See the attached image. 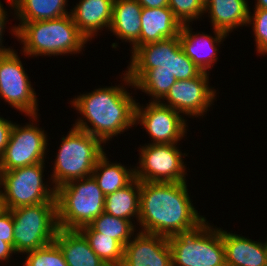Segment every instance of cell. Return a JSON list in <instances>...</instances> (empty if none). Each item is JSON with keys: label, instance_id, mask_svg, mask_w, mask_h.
<instances>
[{"label": "cell", "instance_id": "9", "mask_svg": "<svg viewBox=\"0 0 267 266\" xmlns=\"http://www.w3.org/2000/svg\"><path fill=\"white\" fill-rule=\"evenodd\" d=\"M14 251L22 255L54 241L59 230L56 203H41L11 209Z\"/></svg>", "mask_w": 267, "mask_h": 266}, {"label": "cell", "instance_id": "26", "mask_svg": "<svg viewBox=\"0 0 267 266\" xmlns=\"http://www.w3.org/2000/svg\"><path fill=\"white\" fill-rule=\"evenodd\" d=\"M136 227V224L130 220L114 217L102 212L89 225L81 227L79 231L99 232L116 239L124 247L138 232Z\"/></svg>", "mask_w": 267, "mask_h": 266}, {"label": "cell", "instance_id": "1", "mask_svg": "<svg viewBox=\"0 0 267 266\" xmlns=\"http://www.w3.org/2000/svg\"><path fill=\"white\" fill-rule=\"evenodd\" d=\"M187 184L140 181L138 231L170 237L202 224L206 217L193 205Z\"/></svg>", "mask_w": 267, "mask_h": 266}, {"label": "cell", "instance_id": "15", "mask_svg": "<svg viewBox=\"0 0 267 266\" xmlns=\"http://www.w3.org/2000/svg\"><path fill=\"white\" fill-rule=\"evenodd\" d=\"M121 266H172L168 237L136 232L124 246Z\"/></svg>", "mask_w": 267, "mask_h": 266}, {"label": "cell", "instance_id": "3", "mask_svg": "<svg viewBox=\"0 0 267 266\" xmlns=\"http://www.w3.org/2000/svg\"><path fill=\"white\" fill-rule=\"evenodd\" d=\"M11 28V34L23 45L21 54L31 58L76 55L85 51L88 43L71 14L58 19L19 22Z\"/></svg>", "mask_w": 267, "mask_h": 266}, {"label": "cell", "instance_id": "14", "mask_svg": "<svg viewBox=\"0 0 267 266\" xmlns=\"http://www.w3.org/2000/svg\"><path fill=\"white\" fill-rule=\"evenodd\" d=\"M209 75L210 73L202 71L192 79L177 80L160 103L171 107L184 117L202 116L203 119L217 101L218 94L217 90L209 84Z\"/></svg>", "mask_w": 267, "mask_h": 266}, {"label": "cell", "instance_id": "27", "mask_svg": "<svg viewBox=\"0 0 267 266\" xmlns=\"http://www.w3.org/2000/svg\"><path fill=\"white\" fill-rule=\"evenodd\" d=\"M176 81L175 76L166 71H146L134 83V88L150 96L149 102H160Z\"/></svg>", "mask_w": 267, "mask_h": 266}, {"label": "cell", "instance_id": "38", "mask_svg": "<svg viewBox=\"0 0 267 266\" xmlns=\"http://www.w3.org/2000/svg\"><path fill=\"white\" fill-rule=\"evenodd\" d=\"M4 209L5 208H4L2 197H1V194H0V212H2Z\"/></svg>", "mask_w": 267, "mask_h": 266}, {"label": "cell", "instance_id": "5", "mask_svg": "<svg viewBox=\"0 0 267 266\" xmlns=\"http://www.w3.org/2000/svg\"><path fill=\"white\" fill-rule=\"evenodd\" d=\"M128 63L125 71L133 84L146 71H166L176 80L192 79L202 72L184 53L178 36L139 46Z\"/></svg>", "mask_w": 267, "mask_h": 266}, {"label": "cell", "instance_id": "19", "mask_svg": "<svg viewBox=\"0 0 267 266\" xmlns=\"http://www.w3.org/2000/svg\"><path fill=\"white\" fill-rule=\"evenodd\" d=\"M142 6L137 0H114L109 30L122 42H129L132 54L140 46Z\"/></svg>", "mask_w": 267, "mask_h": 266}, {"label": "cell", "instance_id": "23", "mask_svg": "<svg viewBox=\"0 0 267 266\" xmlns=\"http://www.w3.org/2000/svg\"><path fill=\"white\" fill-rule=\"evenodd\" d=\"M19 22L58 19L70 14L68 0H7Z\"/></svg>", "mask_w": 267, "mask_h": 266}, {"label": "cell", "instance_id": "28", "mask_svg": "<svg viewBox=\"0 0 267 266\" xmlns=\"http://www.w3.org/2000/svg\"><path fill=\"white\" fill-rule=\"evenodd\" d=\"M91 249L108 266H121L124 247L114 238L99 232H81Z\"/></svg>", "mask_w": 267, "mask_h": 266}, {"label": "cell", "instance_id": "32", "mask_svg": "<svg viewBox=\"0 0 267 266\" xmlns=\"http://www.w3.org/2000/svg\"><path fill=\"white\" fill-rule=\"evenodd\" d=\"M0 240L9 243L14 248V225L11 211L0 212Z\"/></svg>", "mask_w": 267, "mask_h": 266}, {"label": "cell", "instance_id": "21", "mask_svg": "<svg viewBox=\"0 0 267 266\" xmlns=\"http://www.w3.org/2000/svg\"><path fill=\"white\" fill-rule=\"evenodd\" d=\"M140 20V46L176 37L182 27L169 7H142Z\"/></svg>", "mask_w": 267, "mask_h": 266}, {"label": "cell", "instance_id": "34", "mask_svg": "<svg viewBox=\"0 0 267 266\" xmlns=\"http://www.w3.org/2000/svg\"><path fill=\"white\" fill-rule=\"evenodd\" d=\"M8 9L3 7V3L0 0V56L4 55L8 52H10L11 50H13V47H6L3 46L4 44V33H5V29H6V24H8L7 22L9 21V15H8V11H6Z\"/></svg>", "mask_w": 267, "mask_h": 266}, {"label": "cell", "instance_id": "2", "mask_svg": "<svg viewBox=\"0 0 267 266\" xmlns=\"http://www.w3.org/2000/svg\"><path fill=\"white\" fill-rule=\"evenodd\" d=\"M122 74L119 75L122 81L119 85L100 86L91 92L80 93L70 101L73 109L81 115L71 125L99 138L105 145L113 137L135 127L137 99L127 89L134 88V84L126 71Z\"/></svg>", "mask_w": 267, "mask_h": 266}, {"label": "cell", "instance_id": "12", "mask_svg": "<svg viewBox=\"0 0 267 266\" xmlns=\"http://www.w3.org/2000/svg\"><path fill=\"white\" fill-rule=\"evenodd\" d=\"M18 52L0 56V98L25 116L38 114V97Z\"/></svg>", "mask_w": 267, "mask_h": 266}, {"label": "cell", "instance_id": "25", "mask_svg": "<svg viewBox=\"0 0 267 266\" xmlns=\"http://www.w3.org/2000/svg\"><path fill=\"white\" fill-rule=\"evenodd\" d=\"M139 206L140 180L135 178L126 187L105 196L104 212L114 217L134 221V224L138 225Z\"/></svg>", "mask_w": 267, "mask_h": 266}, {"label": "cell", "instance_id": "36", "mask_svg": "<svg viewBox=\"0 0 267 266\" xmlns=\"http://www.w3.org/2000/svg\"><path fill=\"white\" fill-rule=\"evenodd\" d=\"M142 7L158 8L169 7V0H137Z\"/></svg>", "mask_w": 267, "mask_h": 266}, {"label": "cell", "instance_id": "6", "mask_svg": "<svg viewBox=\"0 0 267 266\" xmlns=\"http://www.w3.org/2000/svg\"><path fill=\"white\" fill-rule=\"evenodd\" d=\"M55 199L61 229L79 230L104 212L105 195L93 176L56 188Z\"/></svg>", "mask_w": 267, "mask_h": 266}, {"label": "cell", "instance_id": "35", "mask_svg": "<svg viewBox=\"0 0 267 266\" xmlns=\"http://www.w3.org/2000/svg\"><path fill=\"white\" fill-rule=\"evenodd\" d=\"M15 254L14 248L9 243L0 240V263H4L3 261L5 264L8 263Z\"/></svg>", "mask_w": 267, "mask_h": 266}, {"label": "cell", "instance_id": "29", "mask_svg": "<svg viewBox=\"0 0 267 266\" xmlns=\"http://www.w3.org/2000/svg\"><path fill=\"white\" fill-rule=\"evenodd\" d=\"M24 256L22 266H68L62 251L54 241L34 251L26 252Z\"/></svg>", "mask_w": 267, "mask_h": 266}, {"label": "cell", "instance_id": "20", "mask_svg": "<svg viewBox=\"0 0 267 266\" xmlns=\"http://www.w3.org/2000/svg\"><path fill=\"white\" fill-rule=\"evenodd\" d=\"M248 3V0H205L204 15L208 13L212 29L229 35L234 29L247 27Z\"/></svg>", "mask_w": 267, "mask_h": 266}, {"label": "cell", "instance_id": "22", "mask_svg": "<svg viewBox=\"0 0 267 266\" xmlns=\"http://www.w3.org/2000/svg\"><path fill=\"white\" fill-rule=\"evenodd\" d=\"M54 242L62 251L68 266H108L91 249L88 240L79 230L59 228Z\"/></svg>", "mask_w": 267, "mask_h": 266}, {"label": "cell", "instance_id": "30", "mask_svg": "<svg viewBox=\"0 0 267 266\" xmlns=\"http://www.w3.org/2000/svg\"><path fill=\"white\" fill-rule=\"evenodd\" d=\"M169 8L182 25L191 24L204 18L205 0H169Z\"/></svg>", "mask_w": 267, "mask_h": 266}, {"label": "cell", "instance_id": "8", "mask_svg": "<svg viewBox=\"0 0 267 266\" xmlns=\"http://www.w3.org/2000/svg\"><path fill=\"white\" fill-rule=\"evenodd\" d=\"M45 163L0 171V194L5 209L56 203V189L50 180L44 182Z\"/></svg>", "mask_w": 267, "mask_h": 266}, {"label": "cell", "instance_id": "7", "mask_svg": "<svg viewBox=\"0 0 267 266\" xmlns=\"http://www.w3.org/2000/svg\"><path fill=\"white\" fill-rule=\"evenodd\" d=\"M210 224L206 219L192 231L168 237L172 266H224L226 264L222 228Z\"/></svg>", "mask_w": 267, "mask_h": 266}, {"label": "cell", "instance_id": "31", "mask_svg": "<svg viewBox=\"0 0 267 266\" xmlns=\"http://www.w3.org/2000/svg\"><path fill=\"white\" fill-rule=\"evenodd\" d=\"M249 9L247 27L253 30L256 51L260 55H267V9Z\"/></svg>", "mask_w": 267, "mask_h": 266}, {"label": "cell", "instance_id": "10", "mask_svg": "<svg viewBox=\"0 0 267 266\" xmlns=\"http://www.w3.org/2000/svg\"><path fill=\"white\" fill-rule=\"evenodd\" d=\"M40 115L28 116L29 123L14 122L4 154L0 157V171L45 162L47 159L48 133L38 127ZM38 120V121H37ZM48 150V151H47Z\"/></svg>", "mask_w": 267, "mask_h": 266}, {"label": "cell", "instance_id": "37", "mask_svg": "<svg viewBox=\"0 0 267 266\" xmlns=\"http://www.w3.org/2000/svg\"><path fill=\"white\" fill-rule=\"evenodd\" d=\"M253 9H267V0H255Z\"/></svg>", "mask_w": 267, "mask_h": 266}, {"label": "cell", "instance_id": "24", "mask_svg": "<svg viewBox=\"0 0 267 266\" xmlns=\"http://www.w3.org/2000/svg\"><path fill=\"white\" fill-rule=\"evenodd\" d=\"M106 155L104 153L99 158L92 172V176L105 196L126 187L135 179L134 166L126 167L121 162H111Z\"/></svg>", "mask_w": 267, "mask_h": 266}, {"label": "cell", "instance_id": "11", "mask_svg": "<svg viewBox=\"0 0 267 266\" xmlns=\"http://www.w3.org/2000/svg\"><path fill=\"white\" fill-rule=\"evenodd\" d=\"M179 144H150L138 147L139 162L134 166L135 178L143 182H186L188 155Z\"/></svg>", "mask_w": 267, "mask_h": 266}, {"label": "cell", "instance_id": "17", "mask_svg": "<svg viewBox=\"0 0 267 266\" xmlns=\"http://www.w3.org/2000/svg\"><path fill=\"white\" fill-rule=\"evenodd\" d=\"M113 3L114 0H79L76 6L70 9L74 24L88 42L103 29L109 30Z\"/></svg>", "mask_w": 267, "mask_h": 266}, {"label": "cell", "instance_id": "18", "mask_svg": "<svg viewBox=\"0 0 267 266\" xmlns=\"http://www.w3.org/2000/svg\"><path fill=\"white\" fill-rule=\"evenodd\" d=\"M232 232L222 229L228 266H267V239L254 241L248 236Z\"/></svg>", "mask_w": 267, "mask_h": 266}, {"label": "cell", "instance_id": "33", "mask_svg": "<svg viewBox=\"0 0 267 266\" xmlns=\"http://www.w3.org/2000/svg\"><path fill=\"white\" fill-rule=\"evenodd\" d=\"M13 125V121L0 115V157L4 154Z\"/></svg>", "mask_w": 267, "mask_h": 266}, {"label": "cell", "instance_id": "4", "mask_svg": "<svg viewBox=\"0 0 267 266\" xmlns=\"http://www.w3.org/2000/svg\"><path fill=\"white\" fill-rule=\"evenodd\" d=\"M69 130L61 137L53 172L47 178L55 189L72 180L92 176L97 161L106 152L99 138L73 125Z\"/></svg>", "mask_w": 267, "mask_h": 266}, {"label": "cell", "instance_id": "16", "mask_svg": "<svg viewBox=\"0 0 267 266\" xmlns=\"http://www.w3.org/2000/svg\"><path fill=\"white\" fill-rule=\"evenodd\" d=\"M213 30V36L205 32L195 33L190 24H183L178 35L184 53L201 71L208 73L217 63L218 47L229 36L222 31Z\"/></svg>", "mask_w": 267, "mask_h": 266}, {"label": "cell", "instance_id": "13", "mask_svg": "<svg viewBox=\"0 0 267 266\" xmlns=\"http://www.w3.org/2000/svg\"><path fill=\"white\" fill-rule=\"evenodd\" d=\"M148 103L136 102L135 126H143L151 137L150 144H178L187 136L186 117L160 102Z\"/></svg>", "mask_w": 267, "mask_h": 266}]
</instances>
